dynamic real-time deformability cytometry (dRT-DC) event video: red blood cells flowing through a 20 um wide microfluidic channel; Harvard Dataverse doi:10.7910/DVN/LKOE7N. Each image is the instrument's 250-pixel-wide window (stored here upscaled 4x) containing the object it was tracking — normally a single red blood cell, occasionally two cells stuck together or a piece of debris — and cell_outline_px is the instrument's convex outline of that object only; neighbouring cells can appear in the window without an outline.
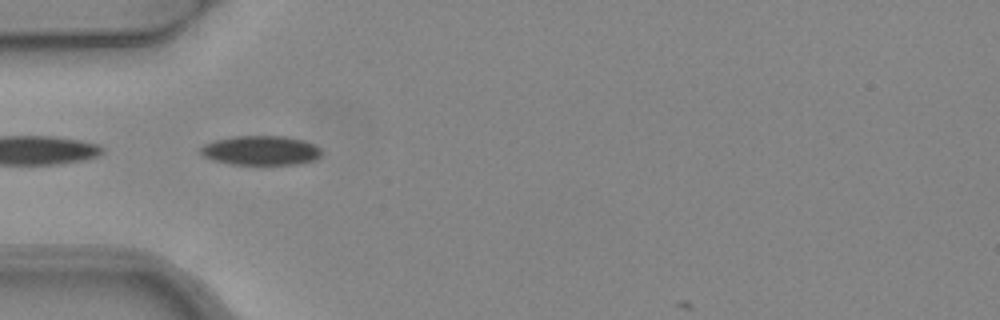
{"species": "common noctule bat (a hibernating species)", "species_latin": "Nyctalus noctula", "temperature_condition": "warm", "stored_images_in_passage": 6, "segment_of_instrument_passage": [2, 2], "camera_frame_rate_fps": 3000, "um_per_image_px": 0.085, "animal": {"sex": "female", "body_mass_g": 24.6, "forearm_length_mm": 56.2}, "frame": {"image": 1, "passage_image": 5, "time_ms": 1.333, "image_size_px": [1000, 320], "cell_outline_px": [[320, 156], [312, 160], [300, 164], [232, 164], [212, 160], [204, 156], [200, 152], [200, 148], [204, 144], [212, 140], [232, 136], [284, 136], [304, 140], [320, 148]], "centroid_in_image_um": [22.12, 12.78], "position_along_channel_um": 62.9, "area_um2": 20.69}}